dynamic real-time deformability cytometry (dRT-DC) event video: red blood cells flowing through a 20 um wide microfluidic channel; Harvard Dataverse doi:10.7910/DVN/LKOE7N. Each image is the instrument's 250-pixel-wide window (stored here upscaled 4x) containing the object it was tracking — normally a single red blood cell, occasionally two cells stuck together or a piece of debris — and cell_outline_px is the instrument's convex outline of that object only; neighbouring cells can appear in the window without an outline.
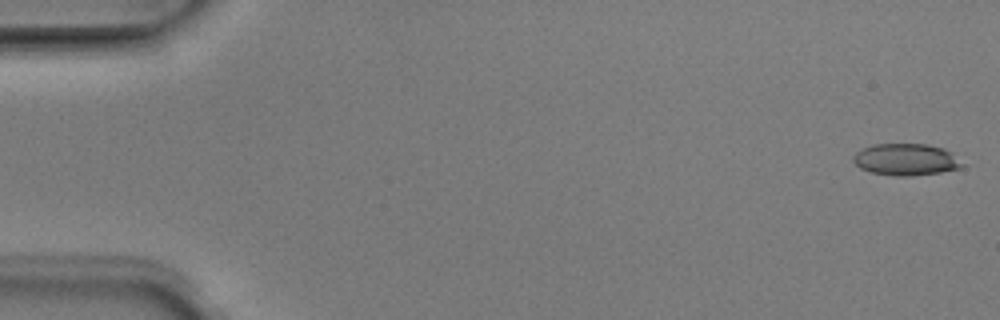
{"species": "Egyptian fruit bat (a non-hibernating species)", "species_latin": "Rousettus aegyptiacus", "temperature_condition": "room temperature", "stored_images_in_passage": 6, "camera_frame_rate_fps": 3000, "um_per_image_px": 0.085, "animal": {"sex": "male"}, "frame": {"image": 1, "passage_image": 1, "time_ms": 0.0, "image_size_px": [1000, 320], "cell_outline_px": [[964, 164], [960, 168], [940, 172], [912, 176], [892, 176], [872, 172], [860, 168], [852, 160], [852, 156], [856, 152], [872, 144], [928, 144], [944, 148], [952, 152]], "centroid_in_image_um": [77.01, 13.56], "position_along_channel_um": 8.0, "area_um2": 20.29}}
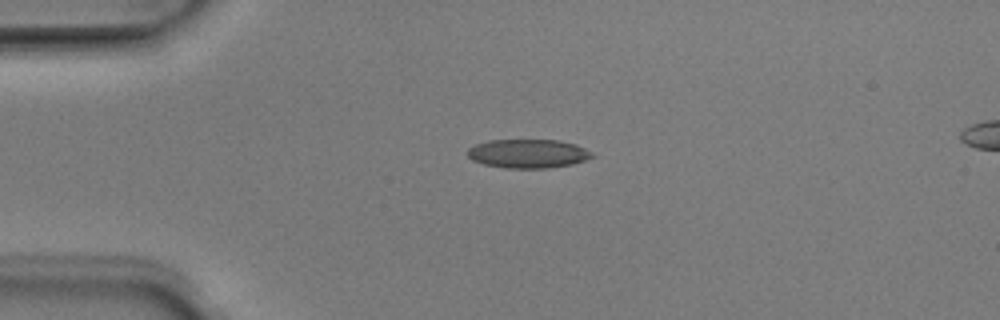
{"frame": {"image": 2, "passage_image": 4, "time_ms": 1.0, "image_size_px": [1000, 320], "cell_outline_px": [[596, 156], [572, 164], [548, 168], [504, 168], [484, 164], [472, 160], [468, 156], [468, 148], [476, 144], [488, 140], [560, 140], [576, 144], [592, 152]], "centroid_in_image_um": [44.89, 13.05], "position_along_channel_um": 40.1, "area_um2": 20.98}}